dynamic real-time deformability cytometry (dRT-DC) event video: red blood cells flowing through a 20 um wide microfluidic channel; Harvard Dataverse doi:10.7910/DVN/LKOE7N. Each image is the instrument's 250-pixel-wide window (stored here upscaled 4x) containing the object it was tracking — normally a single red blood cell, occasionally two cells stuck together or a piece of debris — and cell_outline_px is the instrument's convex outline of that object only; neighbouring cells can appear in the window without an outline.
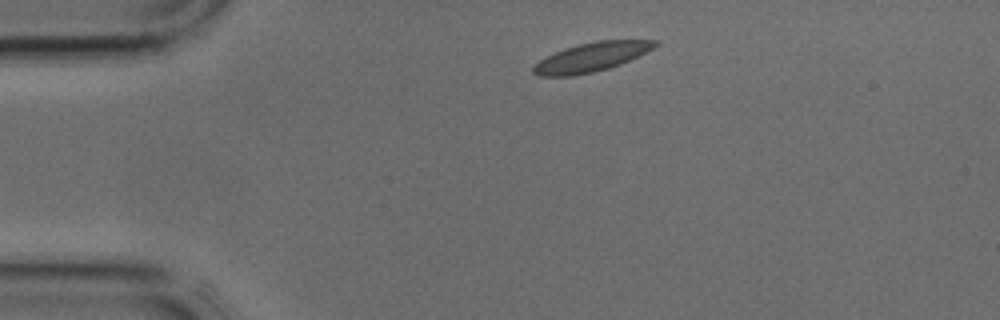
{"species": "common noctule bat (a hibernating species)", "species_latin": "Nyctalus noctula", "temperature_condition": "cold", "stored_images_in_passage": 3, "camera_frame_rate_fps": 3000, "um_per_image_px": 0.085, "animal": {"sex": "male", "body_mass_g": 17.9, "forearm_length_mm": 54.2}, "frame": {"image": 1, "passage_image": 1, "time_ms": 0.0, "image_size_px": [1000, 320], "cell_outline_px": [[660, 44], [620, 64], [608, 68], [592, 72], [572, 76], [536, 76], [532, 72], [532, 68], [540, 60], [564, 48], [596, 40], [660, 40]], "centroid_in_image_um": [50.25, 4.85], "position_along_channel_um": 34.7, "area_um2": 20.29}}